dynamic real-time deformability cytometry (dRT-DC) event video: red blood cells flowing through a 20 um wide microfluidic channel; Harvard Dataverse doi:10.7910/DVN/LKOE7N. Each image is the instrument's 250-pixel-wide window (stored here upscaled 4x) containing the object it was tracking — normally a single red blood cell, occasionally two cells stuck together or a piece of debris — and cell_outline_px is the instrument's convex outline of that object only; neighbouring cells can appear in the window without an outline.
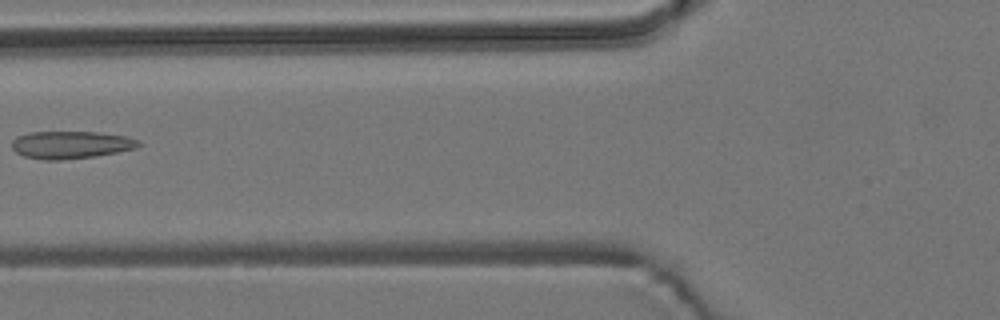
{"species": "common noctule bat (a hibernating species)", "species_latin": "Nyctalus noctula", "temperature_condition": "room temperature", "stored_images_in_passage": 7, "camera_frame_rate_fps": 3000, "um_per_image_px": 0.085, "animal": {"sex": "male", "body_mass_g": 19.2, "forearm_length_mm": 51.8}, "frame": {"image": 1, "passage_image": 6, "time_ms": 6.333, "image_size_px": [1000, 320], "cell_outline_px": [[144, 144], [136, 148], [96, 156], [60, 160], [44, 160], [24, 156], [16, 152], [12, 148], [12, 140], [16, 136], [28, 132], [96, 132], [128, 136], [140, 140]], "centroid_in_image_um": [6.04, 12.3], "position_along_channel_um": 119.8, "area_um2": 20.52}}
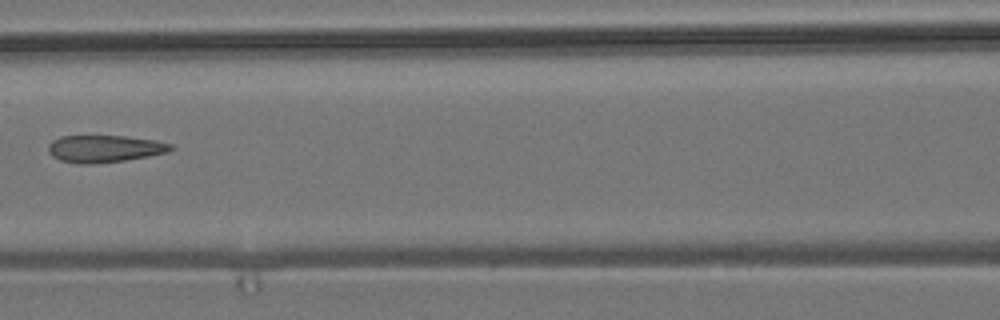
{"frame": {"image": 2, "passage_image": 7, "time_ms": 7.333, "image_size_px": [1000, 320], "cell_outline_px": [[176, 148], [168, 152], [148, 156], [124, 160], [92, 164], [76, 164], [60, 160], [52, 156], [48, 152], [48, 144], [52, 140], [60, 136], [124, 136], [156, 140], [172, 144]], "centroid_in_image_um": [8.88, 12.64], "position_along_channel_um": 157.7, "area_um2": 19.54}}